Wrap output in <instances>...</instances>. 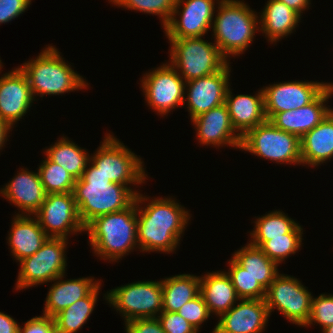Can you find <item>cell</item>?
Masks as SVG:
<instances>
[{
  "label": "cell",
  "mask_w": 333,
  "mask_h": 333,
  "mask_svg": "<svg viewBox=\"0 0 333 333\" xmlns=\"http://www.w3.org/2000/svg\"><path fill=\"white\" fill-rule=\"evenodd\" d=\"M136 195L137 241L140 252L172 253L180 244V239L191 218L188 210L171 197ZM148 204H146V202ZM145 202V207L141 203ZM187 224V225H186Z\"/></svg>",
  "instance_id": "obj_1"
},
{
  "label": "cell",
  "mask_w": 333,
  "mask_h": 333,
  "mask_svg": "<svg viewBox=\"0 0 333 333\" xmlns=\"http://www.w3.org/2000/svg\"><path fill=\"white\" fill-rule=\"evenodd\" d=\"M138 193L130 185L112 183L90 161L73 190L78 215L84 226L98 216L128 208Z\"/></svg>",
  "instance_id": "obj_2"
},
{
  "label": "cell",
  "mask_w": 333,
  "mask_h": 333,
  "mask_svg": "<svg viewBox=\"0 0 333 333\" xmlns=\"http://www.w3.org/2000/svg\"><path fill=\"white\" fill-rule=\"evenodd\" d=\"M92 251L103 260L118 261L138 247L137 203L94 218L85 226Z\"/></svg>",
  "instance_id": "obj_3"
},
{
  "label": "cell",
  "mask_w": 333,
  "mask_h": 333,
  "mask_svg": "<svg viewBox=\"0 0 333 333\" xmlns=\"http://www.w3.org/2000/svg\"><path fill=\"white\" fill-rule=\"evenodd\" d=\"M216 3L218 10L215 11L218 13L212 22V36L221 54L228 60L231 55L239 56L250 47L260 29L259 16L240 0H220Z\"/></svg>",
  "instance_id": "obj_4"
},
{
  "label": "cell",
  "mask_w": 333,
  "mask_h": 333,
  "mask_svg": "<svg viewBox=\"0 0 333 333\" xmlns=\"http://www.w3.org/2000/svg\"><path fill=\"white\" fill-rule=\"evenodd\" d=\"M60 54L56 47L46 45L35 59L18 66L28 79L34 99L37 96L60 95L88 87V82Z\"/></svg>",
  "instance_id": "obj_5"
},
{
  "label": "cell",
  "mask_w": 333,
  "mask_h": 333,
  "mask_svg": "<svg viewBox=\"0 0 333 333\" xmlns=\"http://www.w3.org/2000/svg\"><path fill=\"white\" fill-rule=\"evenodd\" d=\"M202 38L168 39L171 45V60L168 62L185 82L211 75L222 70L230 62L221 54L215 43Z\"/></svg>",
  "instance_id": "obj_6"
},
{
  "label": "cell",
  "mask_w": 333,
  "mask_h": 333,
  "mask_svg": "<svg viewBox=\"0 0 333 333\" xmlns=\"http://www.w3.org/2000/svg\"><path fill=\"white\" fill-rule=\"evenodd\" d=\"M101 143L94 155L90 156V163L104 176L112 183L126 186L145 183L148 176L140 156L128 149L113 134H106Z\"/></svg>",
  "instance_id": "obj_7"
},
{
  "label": "cell",
  "mask_w": 333,
  "mask_h": 333,
  "mask_svg": "<svg viewBox=\"0 0 333 333\" xmlns=\"http://www.w3.org/2000/svg\"><path fill=\"white\" fill-rule=\"evenodd\" d=\"M240 150L280 164H302L300 138L276 128L270 120L241 138Z\"/></svg>",
  "instance_id": "obj_8"
},
{
  "label": "cell",
  "mask_w": 333,
  "mask_h": 333,
  "mask_svg": "<svg viewBox=\"0 0 333 333\" xmlns=\"http://www.w3.org/2000/svg\"><path fill=\"white\" fill-rule=\"evenodd\" d=\"M105 299L122 315L124 322L137 318H157L163 308L160 281H137L111 289Z\"/></svg>",
  "instance_id": "obj_9"
},
{
  "label": "cell",
  "mask_w": 333,
  "mask_h": 333,
  "mask_svg": "<svg viewBox=\"0 0 333 333\" xmlns=\"http://www.w3.org/2000/svg\"><path fill=\"white\" fill-rule=\"evenodd\" d=\"M66 238L49 237L42 247L33 255L19 261L15 289L23 290L34 285L54 282L56 278L66 272Z\"/></svg>",
  "instance_id": "obj_10"
},
{
  "label": "cell",
  "mask_w": 333,
  "mask_h": 333,
  "mask_svg": "<svg viewBox=\"0 0 333 333\" xmlns=\"http://www.w3.org/2000/svg\"><path fill=\"white\" fill-rule=\"evenodd\" d=\"M312 298L301 281L279 273L266 290L265 301L270 315L277 309L292 324L304 327L310 316Z\"/></svg>",
  "instance_id": "obj_11"
},
{
  "label": "cell",
  "mask_w": 333,
  "mask_h": 333,
  "mask_svg": "<svg viewBox=\"0 0 333 333\" xmlns=\"http://www.w3.org/2000/svg\"><path fill=\"white\" fill-rule=\"evenodd\" d=\"M145 100L160 116L184 106L185 80L170 63L154 68L141 79Z\"/></svg>",
  "instance_id": "obj_12"
},
{
  "label": "cell",
  "mask_w": 333,
  "mask_h": 333,
  "mask_svg": "<svg viewBox=\"0 0 333 333\" xmlns=\"http://www.w3.org/2000/svg\"><path fill=\"white\" fill-rule=\"evenodd\" d=\"M34 216L49 237L69 239L70 234L85 232L73 192L47 194Z\"/></svg>",
  "instance_id": "obj_13"
},
{
  "label": "cell",
  "mask_w": 333,
  "mask_h": 333,
  "mask_svg": "<svg viewBox=\"0 0 333 333\" xmlns=\"http://www.w3.org/2000/svg\"><path fill=\"white\" fill-rule=\"evenodd\" d=\"M215 1L219 2V0H177L171 19L163 27L167 38L203 37L212 26Z\"/></svg>",
  "instance_id": "obj_14"
},
{
  "label": "cell",
  "mask_w": 333,
  "mask_h": 333,
  "mask_svg": "<svg viewBox=\"0 0 333 333\" xmlns=\"http://www.w3.org/2000/svg\"><path fill=\"white\" fill-rule=\"evenodd\" d=\"M229 64L211 75L185 82L184 101L186 102L184 105L186 103L191 120L225 103L226 93L230 86L231 68Z\"/></svg>",
  "instance_id": "obj_15"
},
{
  "label": "cell",
  "mask_w": 333,
  "mask_h": 333,
  "mask_svg": "<svg viewBox=\"0 0 333 333\" xmlns=\"http://www.w3.org/2000/svg\"><path fill=\"white\" fill-rule=\"evenodd\" d=\"M327 83L317 81H288L266 86L264 92L265 115L270 120L276 113L295 110L311 103Z\"/></svg>",
  "instance_id": "obj_16"
},
{
  "label": "cell",
  "mask_w": 333,
  "mask_h": 333,
  "mask_svg": "<svg viewBox=\"0 0 333 333\" xmlns=\"http://www.w3.org/2000/svg\"><path fill=\"white\" fill-rule=\"evenodd\" d=\"M35 100L28 79L19 67L0 77V118L10 128L26 115Z\"/></svg>",
  "instance_id": "obj_17"
},
{
  "label": "cell",
  "mask_w": 333,
  "mask_h": 333,
  "mask_svg": "<svg viewBox=\"0 0 333 333\" xmlns=\"http://www.w3.org/2000/svg\"><path fill=\"white\" fill-rule=\"evenodd\" d=\"M332 94L333 83H327V87L311 103L295 110L278 112L270 121L276 128L302 138L333 110L325 104Z\"/></svg>",
  "instance_id": "obj_18"
},
{
  "label": "cell",
  "mask_w": 333,
  "mask_h": 333,
  "mask_svg": "<svg viewBox=\"0 0 333 333\" xmlns=\"http://www.w3.org/2000/svg\"><path fill=\"white\" fill-rule=\"evenodd\" d=\"M223 313L212 333H262L270 317L265 299H240Z\"/></svg>",
  "instance_id": "obj_19"
},
{
  "label": "cell",
  "mask_w": 333,
  "mask_h": 333,
  "mask_svg": "<svg viewBox=\"0 0 333 333\" xmlns=\"http://www.w3.org/2000/svg\"><path fill=\"white\" fill-rule=\"evenodd\" d=\"M200 145L241 146V136L235 131L225 103L204 112L191 120Z\"/></svg>",
  "instance_id": "obj_20"
},
{
  "label": "cell",
  "mask_w": 333,
  "mask_h": 333,
  "mask_svg": "<svg viewBox=\"0 0 333 333\" xmlns=\"http://www.w3.org/2000/svg\"><path fill=\"white\" fill-rule=\"evenodd\" d=\"M2 197L17 206V215H34L42 203L47 193L41 183L39 172L28 171L21 168L8 184L0 190Z\"/></svg>",
  "instance_id": "obj_21"
},
{
  "label": "cell",
  "mask_w": 333,
  "mask_h": 333,
  "mask_svg": "<svg viewBox=\"0 0 333 333\" xmlns=\"http://www.w3.org/2000/svg\"><path fill=\"white\" fill-rule=\"evenodd\" d=\"M225 105L227 106L232 125L241 137L267 120L263 89H260L255 96L240 94L233 97L229 86Z\"/></svg>",
  "instance_id": "obj_22"
},
{
  "label": "cell",
  "mask_w": 333,
  "mask_h": 333,
  "mask_svg": "<svg viewBox=\"0 0 333 333\" xmlns=\"http://www.w3.org/2000/svg\"><path fill=\"white\" fill-rule=\"evenodd\" d=\"M11 223L7 243L17 262L36 253L49 238L35 216L15 215Z\"/></svg>",
  "instance_id": "obj_23"
},
{
  "label": "cell",
  "mask_w": 333,
  "mask_h": 333,
  "mask_svg": "<svg viewBox=\"0 0 333 333\" xmlns=\"http://www.w3.org/2000/svg\"><path fill=\"white\" fill-rule=\"evenodd\" d=\"M59 276L49 289L45 300L43 315L54 317L75 301L86 297L99 283L94 277L63 280ZM63 280V281H62Z\"/></svg>",
  "instance_id": "obj_24"
},
{
  "label": "cell",
  "mask_w": 333,
  "mask_h": 333,
  "mask_svg": "<svg viewBox=\"0 0 333 333\" xmlns=\"http://www.w3.org/2000/svg\"><path fill=\"white\" fill-rule=\"evenodd\" d=\"M300 146L303 166H319L333 158V110L300 138Z\"/></svg>",
  "instance_id": "obj_25"
},
{
  "label": "cell",
  "mask_w": 333,
  "mask_h": 333,
  "mask_svg": "<svg viewBox=\"0 0 333 333\" xmlns=\"http://www.w3.org/2000/svg\"><path fill=\"white\" fill-rule=\"evenodd\" d=\"M200 294L210 314L220 317L240 301L226 271L207 272L200 277Z\"/></svg>",
  "instance_id": "obj_26"
},
{
  "label": "cell",
  "mask_w": 333,
  "mask_h": 333,
  "mask_svg": "<svg viewBox=\"0 0 333 333\" xmlns=\"http://www.w3.org/2000/svg\"><path fill=\"white\" fill-rule=\"evenodd\" d=\"M259 15L260 30L268 41L278 42L295 31L301 16L285 3L278 0H268Z\"/></svg>",
  "instance_id": "obj_27"
},
{
  "label": "cell",
  "mask_w": 333,
  "mask_h": 333,
  "mask_svg": "<svg viewBox=\"0 0 333 333\" xmlns=\"http://www.w3.org/2000/svg\"><path fill=\"white\" fill-rule=\"evenodd\" d=\"M249 275L267 290L279 274L278 264L271 260L259 247L247 243L237 250L232 257Z\"/></svg>",
  "instance_id": "obj_28"
},
{
  "label": "cell",
  "mask_w": 333,
  "mask_h": 333,
  "mask_svg": "<svg viewBox=\"0 0 333 333\" xmlns=\"http://www.w3.org/2000/svg\"><path fill=\"white\" fill-rule=\"evenodd\" d=\"M162 311L177 312L186 302L200 294V276L179 274L161 280Z\"/></svg>",
  "instance_id": "obj_29"
},
{
  "label": "cell",
  "mask_w": 333,
  "mask_h": 333,
  "mask_svg": "<svg viewBox=\"0 0 333 333\" xmlns=\"http://www.w3.org/2000/svg\"><path fill=\"white\" fill-rule=\"evenodd\" d=\"M86 151L85 148L79 147L68 137L63 136L45 149L44 153L52 162L65 168L75 180H78L90 161V156Z\"/></svg>",
  "instance_id": "obj_30"
},
{
  "label": "cell",
  "mask_w": 333,
  "mask_h": 333,
  "mask_svg": "<svg viewBox=\"0 0 333 333\" xmlns=\"http://www.w3.org/2000/svg\"><path fill=\"white\" fill-rule=\"evenodd\" d=\"M101 283L86 297L75 301L53 317L57 333H77L87 322L98 299Z\"/></svg>",
  "instance_id": "obj_31"
},
{
  "label": "cell",
  "mask_w": 333,
  "mask_h": 333,
  "mask_svg": "<svg viewBox=\"0 0 333 333\" xmlns=\"http://www.w3.org/2000/svg\"><path fill=\"white\" fill-rule=\"evenodd\" d=\"M254 223V230L250 232L252 239L249 242L256 247L268 241V237H285L286 233L291 232L299 224L280 210L258 217Z\"/></svg>",
  "instance_id": "obj_32"
},
{
  "label": "cell",
  "mask_w": 333,
  "mask_h": 333,
  "mask_svg": "<svg viewBox=\"0 0 333 333\" xmlns=\"http://www.w3.org/2000/svg\"><path fill=\"white\" fill-rule=\"evenodd\" d=\"M303 228L298 224L285 237H268L259 248L278 265L290 255L295 254L301 247Z\"/></svg>",
  "instance_id": "obj_33"
},
{
  "label": "cell",
  "mask_w": 333,
  "mask_h": 333,
  "mask_svg": "<svg viewBox=\"0 0 333 333\" xmlns=\"http://www.w3.org/2000/svg\"><path fill=\"white\" fill-rule=\"evenodd\" d=\"M47 194L73 192L76 180L68 171L46 157L38 170Z\"/></svg>",
  "instance_id": "obj_34"
},
{
  "label": "cell",
  "mask_w": 333,
  "mask_h": 333,
  "mask_svg": "<svg viewBox=\"0 0 333 333\" xmlns=\"http://www.w3.org/2000/svg\"><path fill=\"white\" fill-rule=\"evenodd\" d=\"M229 269L226 272L232 281L240 299H265L266 290L233 258L228 261Z\"/></svg>",
  "instance_id": "obj_35"
},
{
  "label": "cell",
  "mask_w": 333,
  "mask_h": 333,
  "mask_svg": "<svg viewBox=\"0 0 333 333\" xmlns=\"http://www.w3.org/2000/svg\"><path fill=\"white\" fill-rule=\"evenodd\" d=\"M114 6L158 15L163 27L169 22L177 0H108Z\"/></svg>",
  "instance_id": "obj_36"
},
{
  "label": "cell",
  "mask_w": 333,
  "mask_h": 333,
  "mask_svg": "<svg viewBox=\"0 0 333 333\" xmlns=\"http://www.w3.org/2000/svg\"><path fill=\"white\" fill-rule=\"evenodd\" d=\"M313 323L319 324L322 330L333 324L332 294H320L312 298L310 316L304 327L311 326Z\"/></svg>",
  "instance_id": "obj_37"
},
{
  "label": "cell",
  "mask_w": 333,
  "mask_h": 333,
  "mask_svg": "<svg viewBox=\"0 0 333 333\" xmlns=\"http://www.w3.org/2000/svg\"><path fill=\"white\" fill-rule=\"evenodd\" d=\"M177 312L192 324L197 331H199L201 324L211 316L201 294L186 302Z\"/></svg>",
  "instance_id": "obj_38"
},
{
  "label": "cell",
  "mask_w": 333,
  "mask_h": 333,
  "mask_svg": "<svg viewBox=\"0 0 333 333\" xmlns=\"http://www.w3.org/2000/svg\"><path fill=\"white\" fill-rule=\"evenodd\" d=\"M162 329L166 333H197L196 328L186 319L179 315L178 312L162 311L157 316Z\"/></svg>",
  "instance_id": "obj_39"
},
{
  "label": "cell",
  "mask_w": 333,
  "mask_h": 333,
  "mask_svg": "<svg viewBox=\"0 0 333 333\" xmlns=\"http://www.w3.org/2000/svg\"><path fill=\"white\" fill-rule=\"evenodd\" d=\"M32 0H0V24L14 20L23 14Z\"/></svg>",
  "instance_id": "obj_40"
},
{
  "label": "cell",
  "mask_w": 333,
  "mask_h": 333,
  "mask_svg": "<svg viewBox=\"0 0 333 333\" xmlns=\"http://www.w3.org/2000/svg\"><path fill=\"white\" fill-rule=\"evenodd\" d=\"M19 333H57L54 319L47 315L33 317L19 325Z\"/></svg>",
  "instance_id": "obj_41"
},
{
  "label": "cell",
  "mask_w": 333,
  "mask_h": 333,
  "mask_svg": "<svg viewBox=\"0 0 333 333\" xmlns=\"http://www.w3.org/2000/svg\"><path fill=\"white\" fill-rule=\"evenodd\" d=\"M126 333H166L158 318H137L125 323Z\"/></svg>",
  "instance_id": "obj_42"
},
{
  "label": "cell",
  "mask_w": 333,
  "mask_h": 333,
  "mask_svg": "<svg viewBox=\"0 0 333 333\" xmlns=\"http://www.w3.org/2000/svg\"><path fill=\"white\" fill-rule=\"evenodd\" d=\"M0 333H19V323L10 315L0 312Z\"/></svg>",
  "instance_id": "obj_43"
},
{
  "label": "cell",
  "mask_w": 333,
  "mask_h": 333,
  "mask_svg": "<svg viewBox=\"0 0 333 333\" xmlns=\"http://www.w3.org/2000/svg\"><path fill=\"white\" fill-rule=\"evenodd\" d=\"M285 3L289 8L293 9L300 16H302L303 11L309 9L310 0H278Z\"/></svg>",
  "instance_id": "obj_44"
},
{
  "label": "cell",
  "mask_w": 333,
  "mask_h": 333,
  "mask_svg": "<svg viewBox=\"0 0 333 333\" xmlns=\"http://www.w3.org/2000/svg\"><path fill=\"white\" fill-rule=\"evenodd\" d=\"M0 118V150L5 146V143L8 140V134L12 129Z\"/></svg>",
  "instance_id": "obj_45"
},
{
  "label": "cell",
  "mask_w": 333,
  "mask_h": 333,
  "mask_svg": "<svg viewBox=\"0 0 333 333\" xmlns=\"http://www.w3.org/2000/svg\"><path fill=\"white\" fill-rule=\"evenodd\" d=\"M322 333H333V324L330 325V326H328V327H326V328H324L322 330Z\"/></svg>",
  "instance_id": "obj_46"
}]
</instances>
